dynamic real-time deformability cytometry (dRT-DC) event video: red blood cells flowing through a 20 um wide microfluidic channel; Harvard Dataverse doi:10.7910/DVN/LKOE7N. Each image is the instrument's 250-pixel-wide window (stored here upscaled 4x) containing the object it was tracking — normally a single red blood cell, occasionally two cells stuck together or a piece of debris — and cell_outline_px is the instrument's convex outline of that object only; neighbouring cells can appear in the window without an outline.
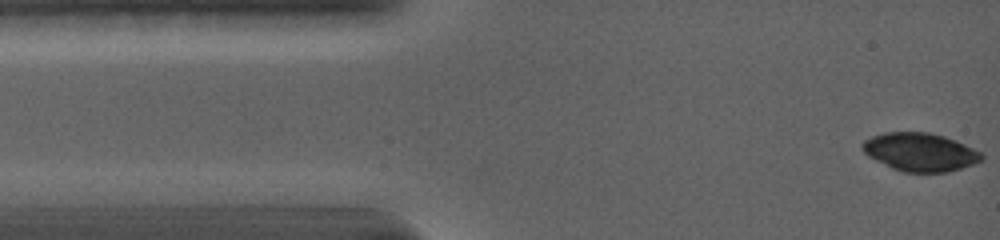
{"species": "common noctule bat (a hibernating species)", "species_latin": "Nyctalus noctula", "temperature_condition": "warm", "stored_images_in_passage": 7, "camera_frame_rate_fps": 5000, "um_per_image_px": 0.085, "animal": {"sex": "female", "body_mass_g": 19.0, "forearm_length_mm": 56.7}, "frame": {"image": 1, "passage_image": 1, "time_ms": 0.0, "image_size_px": [1000, 240], "cell_outline_px": [[984, 156], [980, 160], [972, 164], [948, 172], [904, 172], [892, 168], [868, 156], [860, 148], [860, 144], [864, 140], [872, 136], [884, 132], [928, 132], [944, 136], [956, 140], [980, 152]], "centroid_in_image_um": [78.16, 12.91], "position_along_channel_um": 6.8, "area_um2": 26.47}}